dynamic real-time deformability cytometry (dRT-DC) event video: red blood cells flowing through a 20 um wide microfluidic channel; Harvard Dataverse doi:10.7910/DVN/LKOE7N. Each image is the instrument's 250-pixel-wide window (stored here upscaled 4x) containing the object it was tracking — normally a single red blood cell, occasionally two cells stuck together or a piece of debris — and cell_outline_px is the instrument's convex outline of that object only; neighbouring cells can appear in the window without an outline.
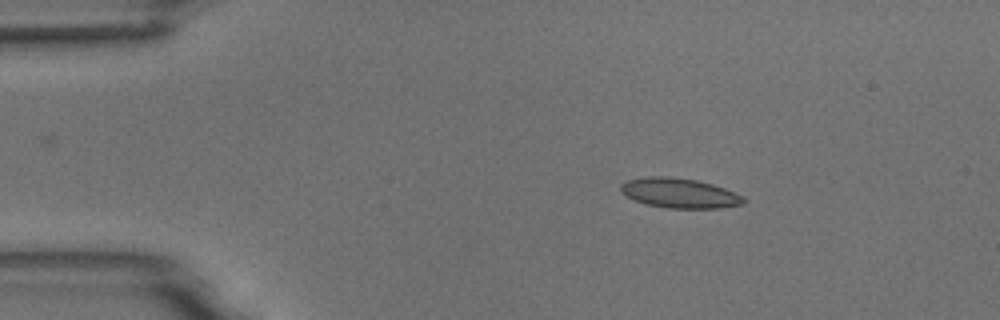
{"species": "common noctule bat (a hibernating species)", "species_latin": "Nyctalus noctula", "temperature_condition": "room temperature", "stored_images_in_passage": 3, "camera_frame_rate_fps": 3000, "um_per_image_px": 0.085, "animal": {"sex": "male", "body_mass_g": 18.8}, "frame": {"image": 1, "passage_image": 1, "time_ms": 0.0, "image_size_px": [1000, 320], "cell_outline_px": [[748, 200], [744, 204], [720, 208], [668, 208], [648, 204], [636, 200], [620, 192], [620, 184], [628, 180], [648, 176], [668, 176], [696, 180], [712, 184], [724, 188], [744, 196]], "centroid_in_image_um": [57.8, 16.41], "position_along_channel_um": 27.2, "area_um2": 21.33}}
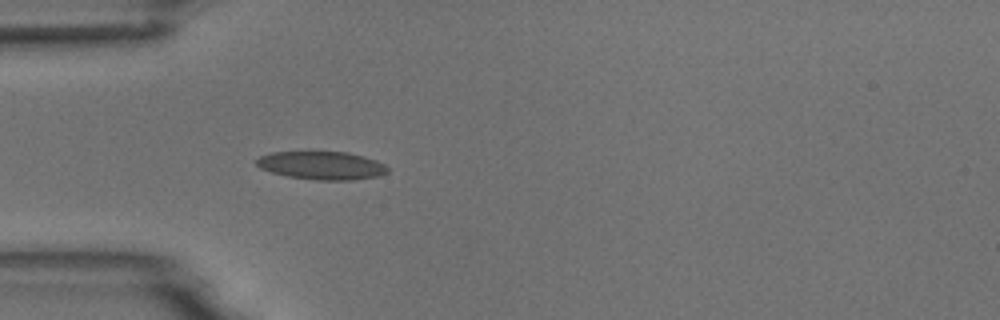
{"frame": {"image": 2, "passage_image": 3, "time_ms": 2.333, "image_size_px": [1000, 320], "cell_outline_px": [[388, 172], [380, 176], [352, 180], [316, 180], [288, 176], [272, 172], [260, 168], [256, 164], [256, 160], [260, 156], [272, 152], [348, 152], [364, 156], [376, 160], [384, 164], [388, 168]], "centroid_in_image_um": [27.37, 14.06], "position_along_channel_um": 57.6, "area_um2": 21.5}}